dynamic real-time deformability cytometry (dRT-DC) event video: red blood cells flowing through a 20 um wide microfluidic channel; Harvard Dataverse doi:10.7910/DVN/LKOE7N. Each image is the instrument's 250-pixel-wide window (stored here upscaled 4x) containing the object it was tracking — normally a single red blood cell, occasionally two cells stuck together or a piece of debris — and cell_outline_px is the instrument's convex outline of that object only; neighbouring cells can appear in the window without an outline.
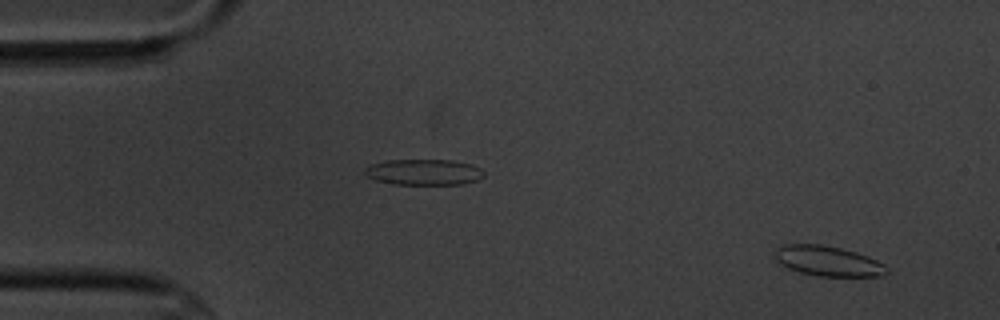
{"species": "common noctule bat (a hibernating species)", "species_latin": "Nyctalus noctula", "temperature_condition": "cold", "stored_images_in_passage": 11, "camera_frame_rate_fps": 3000, "um_per_image_px": 0.085, "animal": {"sex": "male", "body_mass_g": 20.1, "forearm_length_mm": 53.5}, "frame": {"image": 1, "passage_image": 1, "time_ms": 0.0, "image_size_px": [1000, 320], "cell_outline_px": [[888, 272], [884, 276], [820, 276], [800, 272], [788, 268], [780, 264], [776, 260], [772, 252], [776, 248], [784, 244], [820, 244], [840, 248], [856, 252], [868, 256], [884, 264], [888, 268]], "centroid_in_image_um": [70.35, 22.18], "position_along_channel_um": 14.6, "area_um2": 19.77}}
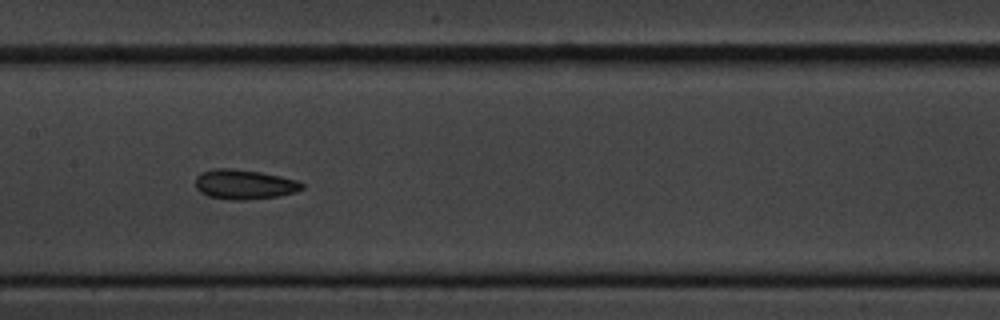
{"frame": {"image": 2, "passage_image": 8, "time_ms": 8.0, "image_size_px": [1000, 320], "cell_outline_px": [[304, 188], [296, 192], [276, 196], [244, 200], [232, 200], [208, 196], [200, 192], [196, 188], [196, 176], [200, 172], [212, 168], [232, 168], [260, 172], [300, 180], [304, 184]], "centroid_in_image_um": [20.76, 15.66], "position_along_channel_um": 186.6, "area_um2": 18.61}}
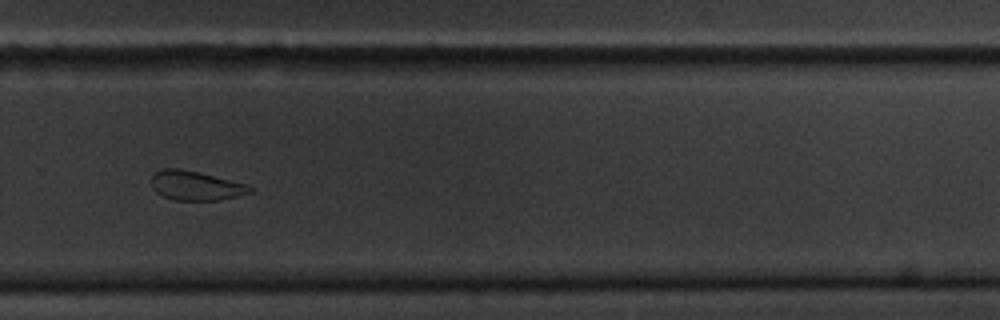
{"frame": {"image": 3, "passage_image": 11, "time_ms": 11.667, "image_size_px": [1000, 320], "cell_outline_px": [[252, 192], [236, 196], [216, 200], [172, 200], [156, 192], [152, 188], [152, 176], [156, 172], [164, 168], [180, 168], [200, 172], [244, 184], [252, 188]], "centroid_in_image_um": [16.58, 15.77], "position_along_channel_um": 313.2, "area_um2": 16.59}}